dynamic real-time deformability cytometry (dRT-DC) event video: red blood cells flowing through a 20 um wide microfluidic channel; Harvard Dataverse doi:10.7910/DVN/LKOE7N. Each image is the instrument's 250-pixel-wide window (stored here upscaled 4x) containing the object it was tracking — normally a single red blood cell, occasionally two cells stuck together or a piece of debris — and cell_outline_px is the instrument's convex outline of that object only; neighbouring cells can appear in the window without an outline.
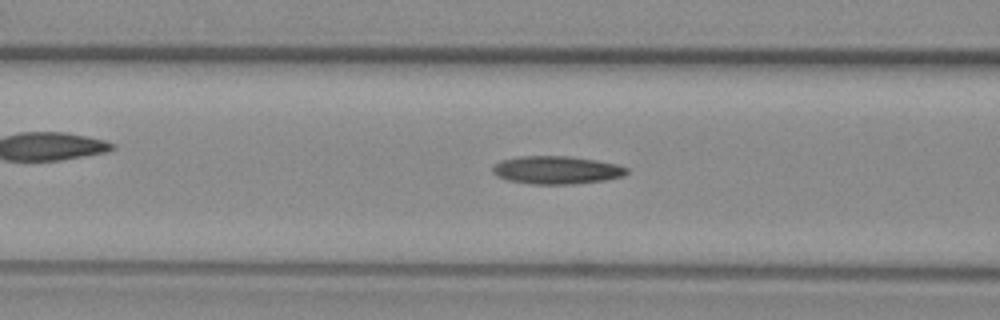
{"species": "common noctule bat (a hibernating species)", "species_latin": "Nyctalus noctula", "temperature_condition": "warm", "stored_images_in_passage": 49, "camera_frame_rate_fps": 3000, "um_per_image_px": 0.085, "animal": {"sex": "female", "body_mass_g": 29.2, "forearm_length_mm": 56.3}, "frame": {"image": 1, "passage_image": 15, "time_ms": 4.667, "image_size_px": [1000, 320], "cell_outline_px": [[628, 172], [624, 176], [608, 180], [576, 184], [528, 184], [508, 180], [496, 176], [492, 172], [492, 168], [500, 160], [520, 156], [568, 156], [596, 160], [616, 164], [628, 168]], "centroid_in_image_um": [47.32, 14.46], "position_along_channel_um": 119.3, "area_um2": 22.08}}
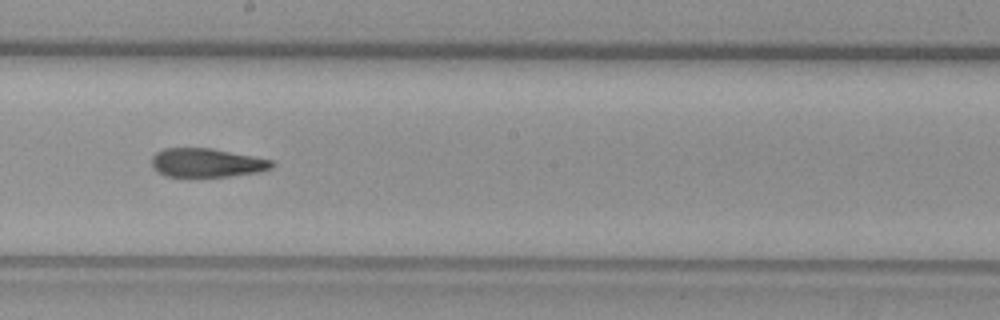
{"frame": {"image": 2, "passage_image": 24, "time_ms": 7.667, "image_size_px": [1000, 320], "cell_outline_px": [[276, 164], [272, 168], [256, 172], [228, 176], [164, 176], [152, 168], [152, 156], [156, 152], [164, 148], [212, 148], [272, 160]], "centroid_in_image_um": [17.55, 13.83], "position_along_channel_um": 230.7, "area_um2": 20.06}}
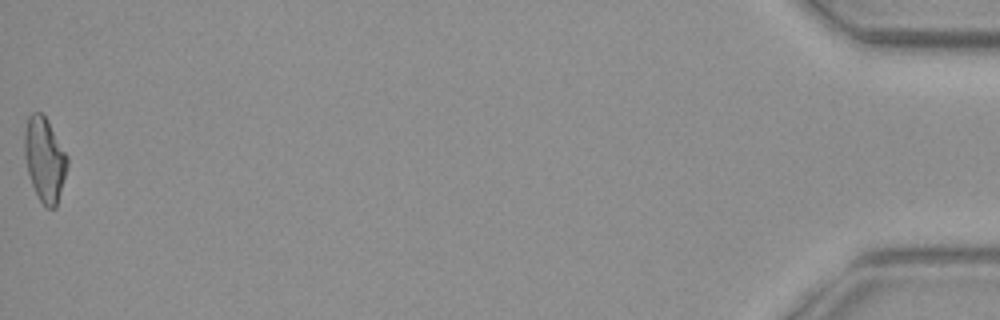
{"frame": {"image": 3, "passage_image": 49, "time_ms": 16.0, "image_size_px": [1000, 320], "cell_outline_px": [[68, 164], [56, 208], [44, 208], [32, 184], [28, 172], [24, 156], [24, 132], [28, 116], [32, 112], [40, 112], [48, 120], [68, 156]], "centroid_in_image_um": [3.79, 13.54], "position_along_channel_um": 431.4, "area_um2": 21.04}, "authors_computed_cell_mechanics": {"area_um2": 20.8658, "velocity_mm_per_s": 3.7073, "shape_relaxation_time_tau1_ms": null, "shape_relaxation_time_tau2_ms": 2.8817, "deformation_change_tau1": null, "deformation_change_tau2": 0.1235}}